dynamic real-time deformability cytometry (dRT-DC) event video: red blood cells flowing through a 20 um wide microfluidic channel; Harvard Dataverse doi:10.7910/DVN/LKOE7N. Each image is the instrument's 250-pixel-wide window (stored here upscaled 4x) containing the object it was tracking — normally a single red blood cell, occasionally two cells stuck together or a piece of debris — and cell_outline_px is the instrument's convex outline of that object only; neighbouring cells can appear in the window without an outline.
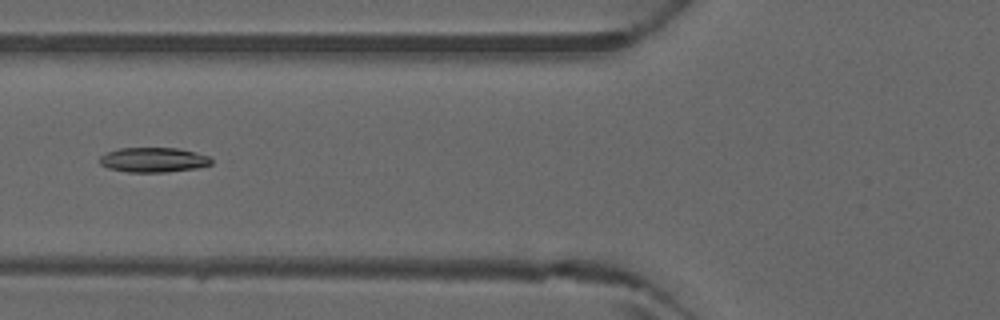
{"species": "common noctule bat (a hibernating species)", "species_latin": "Nyctalus noctula", "temperature_condition": "warm", "stored_images_in_passage": 4, "camera_frame_rate_fps": 3000, "um_per_image_px": 0.085, "animal": {"sex": "male", "forearm_length_mm": 52.5}, "frame": {"image": 1, "passage_image": 4, "time_ms": 1.0, "image_size_px": [1000, 320], "cell_outline_px": [[220, 160], [212, 164], [196, 168], [168, 172], [128, 172], [108, 168], [100, 164], [100, 156], [108, 152], [120, 148], [176, 148], [212, 156]], "centroid_in_image_um": [13.14, 13.59], "position_along_channel_um": 112.7, "area_um2": 16.36}}